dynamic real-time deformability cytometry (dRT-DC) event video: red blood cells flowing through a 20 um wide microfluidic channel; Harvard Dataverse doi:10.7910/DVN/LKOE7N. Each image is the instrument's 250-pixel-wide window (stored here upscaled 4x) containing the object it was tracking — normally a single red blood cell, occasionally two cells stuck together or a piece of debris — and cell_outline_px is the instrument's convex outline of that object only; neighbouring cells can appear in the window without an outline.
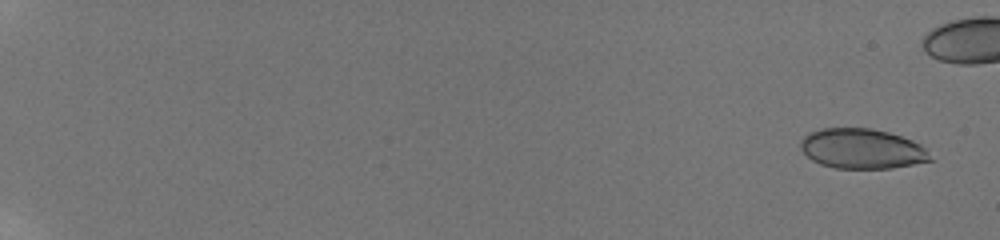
{"species": "human", "species_latin": "Homo sapiens", "temperature_condition": "room temperature", "stored_images_in_passage": 56, "camera_frame_rate_fps": 3000, "um_per_image_px": 0.085, "donor": {"sex": "male"}, "frame": {"image": 1, "passage_image": 3, "time_ms": 0.667, "image_size_px": [1000, 240], "cell_outline_px": [[932, 160], [892, 168], [836, 168], [820, 164], [812, 160], [800, 148], [800, 140], [804, 136], [820, 128], [868, 128], [888, 132], [912, 140], [920, 144], [924, 148]], "centroid_in_image_um": [73.23, 12.64], "position_along_channel_um": 11.8, "area_um2": 29.94}}
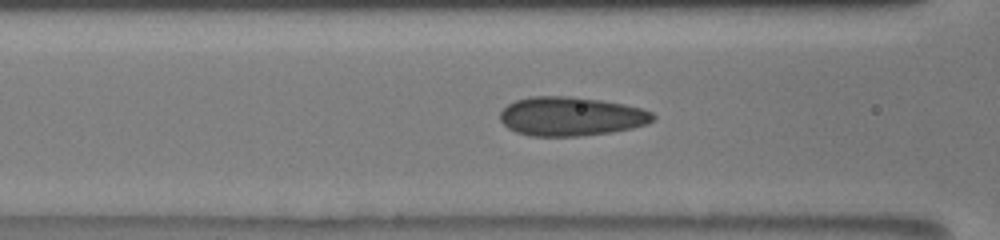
{"frame": {"image": 2, "passage_image": 29, "time_ms": 9.333, "image_size_px": [1000, 240], "cell_outline_px": [[656, 116], [652, 120], [644, 124], [632, 128], [612, 132], [576, 136], [532, 136], [516, 132], [508, 128], [500, 120], [500, 112], [508, 104], [516, 100], [532, 96], [568, 96], [600, 100], [624, 104], [640, 108], [652, 112]], "centroid_in_image_um": [48.51, 9.89], "position_along_channel_um": 118.1, "area_um2": 34.56}}
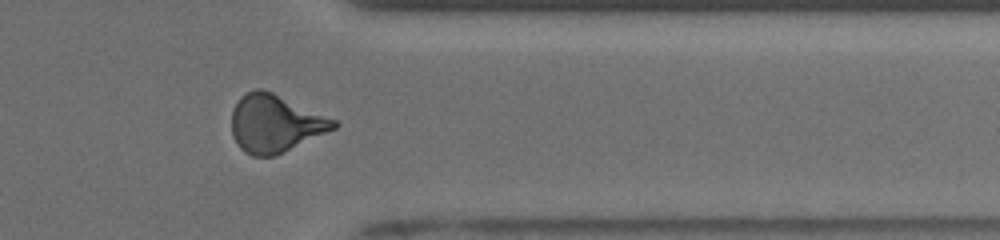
{"frame": {"image": 3, "passage_image": 50, "time_ms": 16.333, "image_size_px": [1000, 240], "cell_outline_px": [[340, 124], [336, 128], [276, 156], [252, 156], [244, 152], [240, 148], [232, 136], [232, 108], [240, 96], [256, 88], [260, 88], [272, 92], [336, 120]], "centroid_in_image_um": [23.36, 10.51], "position_along_channel_um": 388.0, "area_um2": 34.28}}